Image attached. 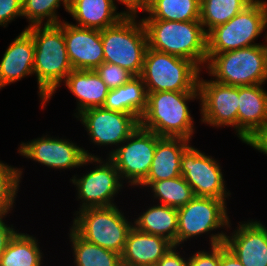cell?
Segmentation results:
<instances>
[{"label": "cell", "instance_id": "1", "mask_svg": "<svg viewBox=\"0 0 267 266\" xmlns=\"http://www.w3.org/2000/svg\"><path fill=\"white\" fill-rule=\"evenodd\" d=\"M35 44L34 74L41 108L52 98L73 70L64 39V20L59 24L25 27Z\"/></svg>", "mask_w": 267, "mask_h": 266}, {"label": "cell", "instance_id": "2", "mask_svg": "<svg viewBox=\"0 0 267 266\" xmlns=\"http://www.w3.org/2000/svg\"><path fill=\"white\" fill-rule=\"evenodd\" d=\"M199 99V91L147 92V106L139 125L161 137L192 140L195 124L190 101Z\"/></svg>", "mask_w": 267, "mask_h": 266}, {"label": "cell", "instance_id": "3", "mask_svg": "<svg viewBox=\"0 0 267 266\" xmlns=\"http://www.w3.org/2000/svg\"><path fill=\"white\" fill-rule=\"evenodd\" d=\"M148 48L191 60L200 70L207 62V34L200 20L141 19Z\"/></svg>", "mask_w": 267, "mask_h": 266}, {"label": "cell", "instance_id": "4", "mask_svg": "<svg viewBox=\"0 0 267 266\" xmlns=\"http://www.w3.org/2000/svg\"><path fill=\"white\" fill-rule=\"evenodd\" d=\"M205 70L216 82L235 87L267 82V44L207 55ZM214 77V78H212Z\"/></svg>", "mask_w": 267, "mask_h": 266}, {"label": "cell", "instance_id": "5", "mask_svg": "<svg viewBox=\"0 0 267 266\" xmlns=\"http://www.w3.org/2000/svg\"><path fill=\"white\" fill-rule=\"evenodd\" d=\"M138 16H125L117 24L101 30L104 62L127 69L140 76L146 50L147 34Z\"/></svg>", "mask_w": 267, "mask_h": 266}, {"label": "cell", "instance_id": "6", "mask_svg": "<svg viewBox=\"0 0 267 266\" xmlns=\"http://www.w3.org/2000/svg\"><path fill=\"white\" fill-rule=\"evenodd\" d=\"M70 226L87 242L122 254L127 235L133 227L116 205L77 210Z\"/></svg>", "mask_w": 267, "mask_h": 266}, {"label": "cell", "instance_id": "7", "mask_svg": "<svg viewBox=\"0 0 267 266\" xmlns=\"http://www.w3.org/2000/svg\"><path fill=\"white\" fill-rule=\"evenodd\" d=\"M201 71L191 60L147 48L140 77L147 92L199 91Z\"/></svg>", "mask_w": 267, "mask_h": 266}, {"label": "cell", "instance_id": "8", "mask_svg": "<svg viewBox=\"0 0 267 266\" xmlns=\"http://www.w3.org/2000/svg\"><path fill=\"white\" fill-rule=\"evenodd\" d=\"M267 28V2L250 3L225 24L207 34V55L247 48Z\"/></svg>", "mask_w": 267, "mask_h": 266}, {"label": "cell", "instance_id": "9", "mask_svg": "<svg viewBox=\"0 0 267 266\" xmlns=\"http://www.w3.org/2000/svg\"><path fill=\"white\" fill-rule=\"evenodd\" d=\"M156 133L141 125L118 147L107 154L118 170L120 177L128 185L135 187L147 177L153 161L157 142L161 139Z\"/></svg>", "mask_w": 267, "mask_h": 266}, {"label": "cell", "instance_id": "10", "mask_svg": "<svg viewBox=\"0 0 267 266\" xmlns=\"http://www.w3.org/2000/svg\"><path fill=\"white\" fill-rule=\"evenodd\" d=\"M226 200L194 196L185 206L178 208L177 247L184 242L218 229H231Z\"/></svg>", "mask_w": 267, "mask_h": 266}, {"label": "cell", "instance_id": "11", "mask_svg": "<svg viewBox=\"0 0 267 266\" xmlns=\"http://www.w3.org/2000/svg\"><path fill=\"white\" fill-rule=\"evenodd\" d=\"M94 163L96 168L82 176L73 175L70 179L76 187L77 200H81L78 210L116 205L114 198L124 187L125 182L122 181L115 164L108 157L104 160L102 157H92L91 164Z\"/></svg>", "mask_w": 267, "mask_h": 266}, {"label": "cell", "instance_id": "12", "mask_svg": "<svg viewBox=\"0 0 267 266\" xmlns=\"http://www.w3.org/2000/svg\"><path fill=\"white\" fill-rule=\"evenodd\" d=\"M18 153L23 157L45 165L53 170L81 168L92 163V155L85 148L79 147L69 139L43 135L41 138L21 142Z\"/></svg>", "mask_w": 267, "mask_h": 266}, {"label": "cell", "instance_id": "13", "mask_svg": "<svg viewBox=\"0 0 267 266\" xmlns=\"http://www.w3.org/2000/svg\"><path fill=\"white\" fill-rule=\"evenodd\" d=\"M218 160L205 155L194 146H189L181 156V175L197 197L226 200L231 195L226 191L225 178Z\"/></svg>", "mask_w": 267, "mask_h": 266}, {"label": "cell", "instance_id": "14", "mask_svg": "<svg viewBox=\"0 0 267 266\" xmlns=\"http://www.w3.org/2000/svg\"><path fill=\"white\" fill-rule=\"evenodd\" d=\"M198 77L201 122L213 127L230 126L237 135L239 87Z\"/></svg>", "mask_w": 267, "mask_h": 266}, {"label": "cell", "instance_id": "15", "mask_svg": "<svg viewBox=\"0 0 267 266\" xmlns=\"http://www.w3.org/2000/svg\"><path fill=\"white\" fill-rule=\"evenodd\" d=\"M75 118L81 121L94 145L118 148L138 127L139 120L132 114L93 107Z\"/></svg>", "mask_w": 267, "mask_h": 266}, {"label": "cell", "instance_id": "16", "mask_svg": "<svg viewBox=\"0 0 267 266\" xmlns=\"http://www.w3.org/2000/svg\"><path fill=\"white\" fill-rule=\"evenodd\" d=\"M239 223L225 236L226 248L243 266H267V227L254 219Z\"/></svg>", "mask_w": 267, "mask_h": 266}, {"label": "cell", "instance_id": "17", "mask_svg": "<svg viewBox=\"0 0 267 266\" xmlns=\"http://www.w3.org/2000/svg\"><path fill=\"white\" fill-rule=\"evenodd\" d=\"M64 39L73 70H95L104 62L101 30L79 27L64 20Z\"/></svg>", "mask_w": 267, "mask_h": 266}, {"label": "cell", "instance_id": "18", "mask_svg": "<svg viewBox=\"0 0 267 266\" xmlns=\"http://www.w3.org/2000/svg\"><path fill=\"white\" fill-rule=\"evenodd\" d=\"M35 44L24 30L14 38L0 61V89L34 74Z\"/></svg>", "mask_w": 267, "mask_h": 266}, {"label": "cell", "instance_id": "19", "mask_svg": "<svg viewBox=\"0 0 267 266\" xmlns=\"http://www.w3.org/2000/svg\"><path fill=\"white\" fill-rule=\"evenodd\" d=\"M173 246L168 239L144 233L133 226L121 254L122 266H155Z\"/></svg>", "mask_w": 267, "mask_h": 266}, {"label": "cell", "instance_id": "20", "mask_svg": "<svg viewBox=\"0 0 267 266\" xmlns=\"http://www.w3.org/2000/svg\"><path fill=\"white\" fill-rule=\"evenodd\" d=\"M262 85L239 87L237 137L243 143L267 122V91Z\"/></svg>", "mask_w": 267, "mask_h": 266}, {"label": "cell", "instance_id": "21", "mask_svg": "<svg viewBox=\"0 0 267 266\" xmlns=\"http://www.w3.org/2000/svg\"><path fill=\"white\" fill-rule=\"evenodd\" d=\"M63 83L76 97L75 117L86 109L102 107L110 90L95 70H72Z\"/></svg>", "mask_w": 267, "mask_h": 266}, {"label": "cell", "instance_id": "22", "mask_svg": "<svg viewBox=\"0 0 267 266\" xmlns=\"http://www.w3.org/2000/svg\"><path fill=\"white\" fill-rule=\"evenodd\" d=\"M117 7L113 0H70L68 13L76 20L73 25L103 30L125 17Z\"/></svg>", "mask_w": 267, "mask_h": 266}, {"label": "cell", "instance_id": "23", "mask_svg": "<svg viewBox=\"0 0 267 266\" xmlns=\"http://www.w3.org/2000/svg\"><path fill=\"white\" fill-rule=\"evenodd\" d=\"M191 141L162 137L156 145L153 161L143 181H161L181 176V156Z\"/></svg>", "mask_w": 267, "mask_h": 266}, {"label": "cell", "instance_id": "24", "mask_svg": "<svg viewBox=\"0 0 267 266\" xmlns=\"http://www.w3.org/2000/svg\"><path fill=\"white\" fill-rule=\"evenodd\" d=\"M147 106V91L140 76L132 77L127 83L110 89L104 109L132 114L140 120Z\"/></svg>", "mask_w": 267, "mask_h": 266}, {"label": "cell", "instance_id": "25", "mask_svg": "<svg viewBox=\"0 0 267 266\" xmlns=\"http://www.w3.org/2000/svg\"><path fill=\"white\" fill-rule=\"evenodd\" d=\"M138 218H134L133 226L144 233L159 235L177 246L178 210L164 204H153Z\"/></svg>", "mask_w": 267, "mask_h": 266}, {"label": "cell", "instance_id": "26", "mask_svg": "<svg viewBox=\"0 0 267 266\" xmlns=\"http://www.w3.org/2000/svg\"><path fill=\"white\" fill-rule=\"evenodd\" d=\"M36 237L18 232L0 258V266H41L43 252Z\"/></svg>", "mask_w": 267, "mask_h": 266}, {"label": "cell", "instance_id": "27", "mask_svg": "<svg viewBox=\"0 0 267 266\" xmlns=\"http://www.w3.org/2000/svg\"><path fill=\"white\" fill-rule=\"evenodd\" d=\"M69 232L75 266H122L120 254L87 242L72 228Z\"/></svg>", "mask_w": 267, "mask_h": 266}, {"label": "cell", "instance_id": "28", "mask_svg": "<svg viewBox=\"0 0 267 266\" xmlns=\"http://www.w3.org/2000/svg\"><path fill=\"white\" fill-rule=\"evenodd\" d=\"M201 0H150L142 19H160L169 21L200 20Z\"/></svg>", "mask_w": 267, "mask_h": 266}, {"label": "cell", "instance_id": "29", "mask_svg": "<svg viewBox=\"0 0 267 266\" xmlns=\"http://www.w3.org/2000/svg\"><path fill=\"white\" fill-rule=\"evenodd\" d=\"M138 186L150 187L157 203L176 209L185 206L195 196L182 175L161 181H142Z\"/></svg>", "mask_w": 267, "mask_h": 266}, {"label": "cell", "instance_id": "30", "mask_svg": "<svg viewBox=\"0 0 267 266\" xmlns=\"http://www.w3.org/2000/svg\"><path fill=\"white\" fill-rule=\"evenodd\" d=\"M249 4L248 0H201L200 22L205 33L225 24Z\"/></svg>", "mask_w": 267, "mask_h": 266}, {"label": "cell", "instance_id": "31", "mask_svg": "<svg viewBox=\"0 0 267 266\" xmlns=\"http://www.w3.org/2000/svg\"><path fill=\"white\" fill-rule=\"evenodd\" d=\"M61 4L68 12L70 0H22V17L28 19L27 27L59 24L62 20L57 9Z\"/></svg>", "mask_w": 267, "mask_h": 266}, {"label": "cell", "instance_id": "32", "mask_svg": "<svg viewBox=\"0 0 267 266\" xmlns=\"http://www.w3.org/2000/svg\"><path fill=\"white\" fill-rule=\"evenodd\" d=\"M22 170V168L13 167L0 161V220L4 219L15 206Z\"/></svg>", "mask_w": 267, "mask_h": 266}, {"label": "cell", "instance_id": "33", "mask_svg": "<svg viewBox=\"0 0 267 266\" xmlns=\"http://www.w3.org/2000/svg\"><path fill=\"white\" fill-rule=\"evenodd\" d=\"M227 233L217 232L209 235L210 247L209 251L199 250L191 253L188 266H219L221 260V244L225 241ZM211 249V250H210Z\"/></svg>", "mask_w": 267, "mask_h": 266}, {"label": "cell", "instance_id": "34", "mask_svg": "<svg viewBox=\"0 0 267 266\" xmlns=\"http://www.w3.org/2000/svg\"><path fill=\"white\" fill-rule=\"evenodd\" d=\"M95 71L109 89L118 88L134 77L127 69L107 62H103Z\"/></svg>", "mask_w": 267, "mask_h": 266}, {"label": "cell", "instance_id": "35", "mask_svg": "<svg viewBox=\"0 0 267 266\" xmlns=\"http://www.w3.org/2000/svg\"><path fill=\"white\" fill-rule=\"evenodd\" d=\"M22 17V0H0V27Z\"/></svg>", "mask_w": 267, "mask_h": 266}, {"label": "cell", "instance_id": "36", "mask_svg": "<svg viewBox=\"0 0 267 266\" xmlns=\"http://www.w3.org/2000/svg\"><path fill=\"white\" fill-rule=\"evenodd\" d=\"M244 143L267 156V122Z\"/></svg>", "mask_w": 267, "mask_h": 266}, {"label": "cell", "instance_id": "37", "mask_svg": "<svg viewBox=\"0 0 267 266\" xmlns=\"http://www.w3.org/2000/svg\"><path fill=\"white\" fill-rule=\"evenodd\" d=\"M177 246H173L155 266H188L189 258L180 255Z\"/></svg>", "mask_w": 267, "mask_h": 266}, {"label": "cell", "instance_id": "38", "mask_svg": "<svg viewBox=\"0 0 267 266\" xmlns=\"http://www.w3.org/2000/svg\"><path fill=\"white\" fill-rule=\"evenodd\" d=\"M120 4L125 5L127 9L121 11L125 16H138L137 14L142 11L146 12L150 0H116ZM116 5L115 0H113Z\"/></svg>", "mask_w": 267, "mask_h": 266}, {"label": "cell", "instance_id": "39", "mask_svg": "<svg viewBox=\"0 0 267 266\" xmlns=\"http://www.w3.org/2000/svg\"><path fill=\"white\" fill-rule=\"evenodd\" d=\"M18 231L15 230V227L5 223L4 219L0 220V258L4 251L6 250L9 241L14 237Z\"/></svg>", "mask_w": 267, "mask_h": 266}, {"label": "cell", "instance_id": "40", "mask_svg": "<svg viewBox=\"0 0 267 266\" xmlns=\"http://www.w3.org/2000/svg\"><path fill=\"white\" fill-rule=\"evenodd\" d=\"M219 266H243L239 259L234 256L225 246L221 244V260Z\"/></svg>", "mask_w": 267, "mask_h": 266}, {"label": "cell", "instance_id": "41", "mask_svg": "<svg viewBox=\"0 0 267 266\" xmlns=\"http://www.w3.org/2000/svg\"><path fill=\"white\" fill-rule=\"evenodd\" d=\"M250 3H255V2H258V1H262V0H248Z\"/></svg>", "mask_w": 267, "mask_h": 266}, {"label": "cell", "instance_id": "42", "mask_svg": "<svg viewBox=\"0 0 267 266\" xmlns=\"http://www.w3.org/2000/svg\"><path fill=\"white\" fill-rule=\"evenodd\" d=\"M266 34H265V36H264V38H265V43H267V32H265Z\"/></svg>", "mask_w": 267, "mask_h": 266}]
</instances>
